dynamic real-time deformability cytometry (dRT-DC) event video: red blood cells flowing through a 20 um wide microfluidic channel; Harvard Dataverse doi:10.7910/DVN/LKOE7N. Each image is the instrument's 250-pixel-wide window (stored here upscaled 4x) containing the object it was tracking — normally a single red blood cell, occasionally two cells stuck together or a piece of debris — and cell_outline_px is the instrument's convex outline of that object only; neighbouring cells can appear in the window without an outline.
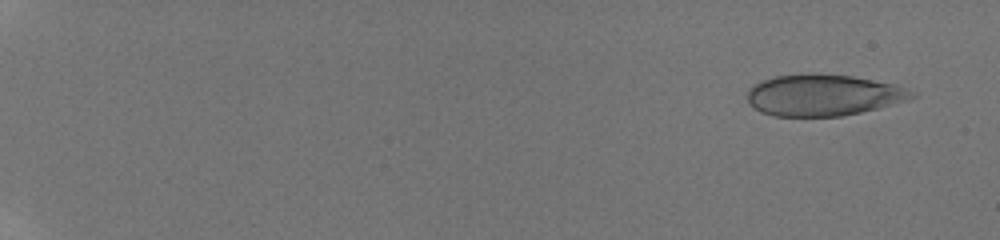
{"species": "human", "species_latin": "Homo sapiens", "temperature_condition": "room temperature", "stored_images_in_passage": 24, "camera_frame_rate_fps": 3000, "um_per_image_px": 0.085, "donor": {"sex": "male"}, "frame": {"image": 1, "passage_image": 3, "time_ms": 1.0, "image_size_px": [1000, 240], "cell_outline_px": [[920, 96], [908, 100], [860, 112], [840, 116], [772, 116], [760, 112], [748, 104], [748, 92], [760, 80], [776, 76], [812, 72], [852, 76], [896, 84], [916, 92]], "centroid_in_image_um": [70.0, 8.07], "position_along_channel_um": 15.0, "area_um2": 40.0}}
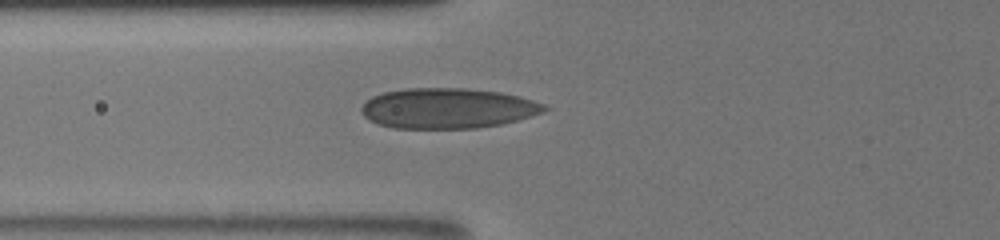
{"frame": {"image": 2, "passage_image": 18, "time_ms": 8.0, "image_size_px": [1000, 240], "cell_outline_px": [[548, 108], [544, 112], [516, 120], [500, 124], [476, 128], [392, 128], [368, 120], [360, 112], [360, 108], [372, 96], [384, 92], [404, 88], [468, 88], [500, 92], [520, 96], [544, 104]], "centroid_in_image_um": [38.03, 9.2], "position_along_channel_um": 87.8, "area_um2": 43.0}}
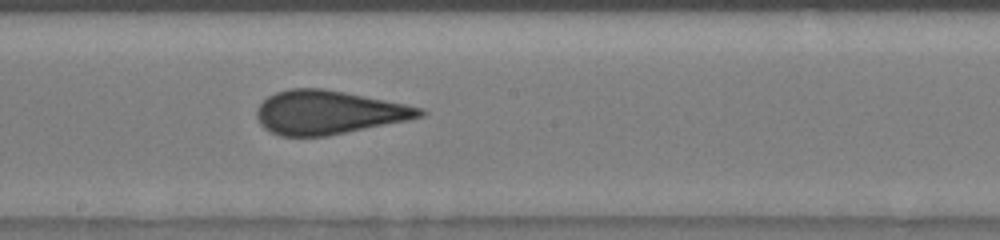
{"frame": {"image": 3, "passage_image": 24, "time_ms": 11.333, "image_size_px": [1000, 240], "cell_outline_px": [[428, 112], [424, 116], [408, 120], [328, 136], [280, 136], [264, 128], [260, 124], [256, 116], [256, 108], [268, 96], [276, 92], [288, 88], [324, 88], [424, 108]], "centroid_in_image_um": [27.91, 9.55], "position_along_channel_um": 220.3, "area_um2": 41.5}}